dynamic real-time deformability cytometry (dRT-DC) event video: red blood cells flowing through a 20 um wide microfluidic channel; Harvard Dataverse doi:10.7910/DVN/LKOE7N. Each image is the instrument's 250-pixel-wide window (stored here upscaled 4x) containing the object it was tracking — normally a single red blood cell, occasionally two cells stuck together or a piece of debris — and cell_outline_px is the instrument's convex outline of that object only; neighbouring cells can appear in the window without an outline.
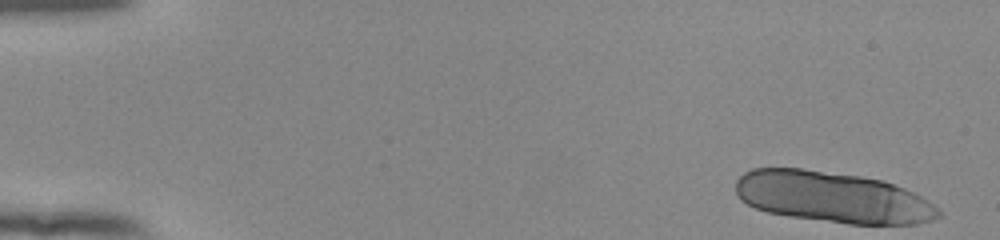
{"species": "human", "species_latin": "Homo sapiens", "temperature_condition": "room temperature", "stored_images_in_passage": 16, "camera_frame_rate_fps": 3000, "um_per_image_px": 0.085, "donor": {"sex": "female"}, "frame": {"image": 1, "passage_image": 1, "time_ms": 0.0, "image_size_px": [1000, 240], "cell_outline_px": [[944, 216], [932, 220], [916, 224], [848, 224], [788, 216], [768, 212], [756, 208], [740, 200], [736, 192], [736, 180], [744, 172], [752, 168], [804, 168], [860, 176], [884, 180], [904, 188], [928, 200]], "centroid_in_image_um": [70.76, 16.76], "position_along_channel_um": 14.2, "area_um2": 60.52}}
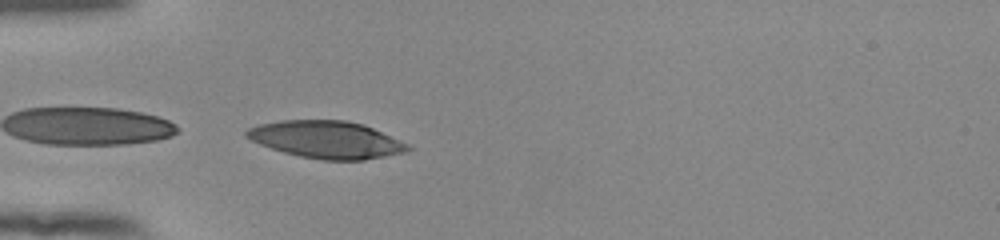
{"frame": {"image": 2, "passage_image": 16, "time_ms": 5.0, "image_size_px": [1000, 240], "cell_outline_px": [[412, 148], [404, 152], [364, 160], [324, 160], [300, 156], [284, 152], [260, 144], [244, 136], [244, 132], [248, 128], [260, 124], [280, 120], [344, 120], [364, 124], [408, 144]], "centroid_in_image_um": [27.73, 11.86], "position_along_channel_um": 57.3, "area_um2": 34.8}}